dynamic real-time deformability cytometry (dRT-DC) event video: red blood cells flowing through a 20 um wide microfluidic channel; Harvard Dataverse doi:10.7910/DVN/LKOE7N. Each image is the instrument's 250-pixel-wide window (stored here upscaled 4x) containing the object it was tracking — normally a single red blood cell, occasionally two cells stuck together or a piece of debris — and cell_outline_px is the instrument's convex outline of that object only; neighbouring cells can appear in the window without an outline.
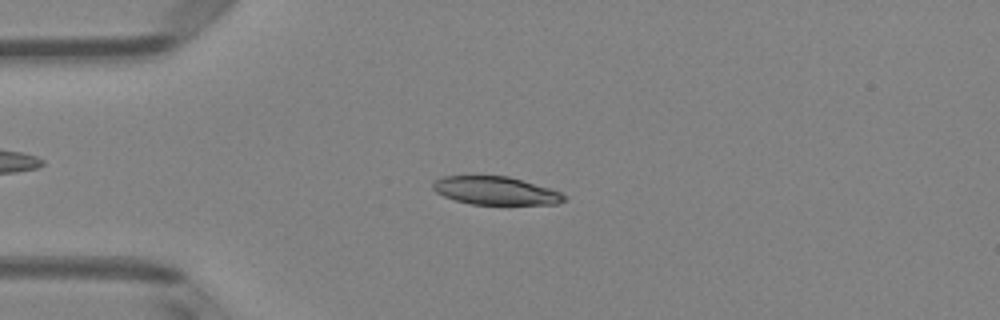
{"species": "Egyptian fruit bat (a non-hibernating species)", "species_latin": "Rousettus aegyptiacus", "temperature_condition": "room temperature", "stored_images_in_passage": 50, "camera_frame_rate_fps": 3000, "um_per_image_px": 0.085, "animal": {"sex": "female"}, "frame": {"image": 1, "passage_image": 12, "time_ms": 3.667, "image_size_px": [1000, 320], "cell_outline_px": [[568, 200], [556, 204], [472, 204], [456, 200], [444, 196], [436, 192], [432, 188], [432, 184], [436, 180], [444, 176], [508, 176], [548, 188], [560, 192], [568, 196]], "centroid_in_image_um": [42.15, 16.21], "position_along_channel_um": 42.9, "area_um2": 21.33}}
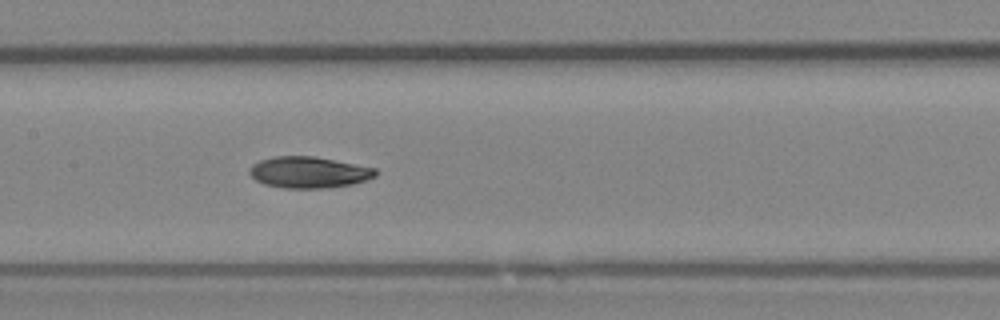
{"frame": {"image": 2, "passage_image": 24, "time_ms": 7.667, "image_size_px": [1000, 320], "cell_outline_px": [[380, 172], [376, 176], [352, 184], [324, 188], [284, 188], [264, 184], [256, 180], [248, 172], [248, 168], [252, 164], [260, 160], [276, 156], [312, 156], [376, 168]], "centroid_in_image_um": [26.23, 14.64], "position_along_channel_um": 181.2, "area_um2": 22.95}}
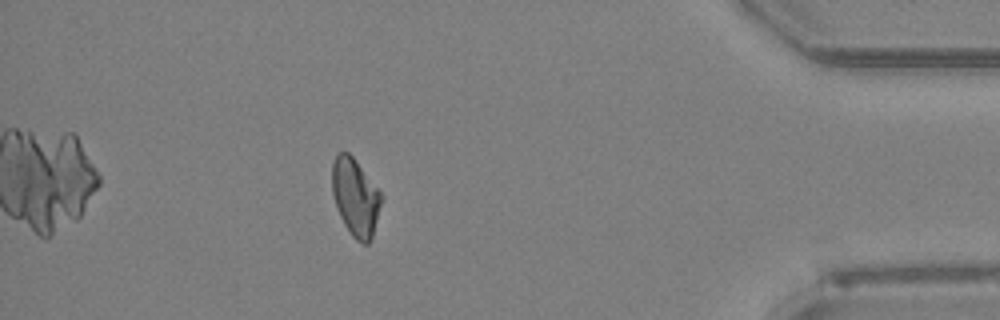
{"frame": {"image": 3, "passage_image": 44, "time_ms": 14.333, "image_size_px": [1000, 320], "cell_outline_px": [[384, 196], [372, 236], [368, 244], [364, 244], [356, 240], [352, 236], [344, 224], [340, 216], [332, 192], [332, 164], [336, 156], [340, 152], [348, 152], [352, 156]], "centroid_in_image_um": [30.22, 16.77], "position_along_channel_um": 405.0, "area_um2": 22.02}, "authors_computed_cell_mechanics": {"area_um2": 22.8888, "velocity_mm_per_s": 4.0451, "shape_relaxation_time_tau1_ms": 6.154, "shape_relaxation_time_tau2_ms": 5.2626, "deformation_change_tau1": 0.1716, "deformation_change_tau2": 0.1011}}